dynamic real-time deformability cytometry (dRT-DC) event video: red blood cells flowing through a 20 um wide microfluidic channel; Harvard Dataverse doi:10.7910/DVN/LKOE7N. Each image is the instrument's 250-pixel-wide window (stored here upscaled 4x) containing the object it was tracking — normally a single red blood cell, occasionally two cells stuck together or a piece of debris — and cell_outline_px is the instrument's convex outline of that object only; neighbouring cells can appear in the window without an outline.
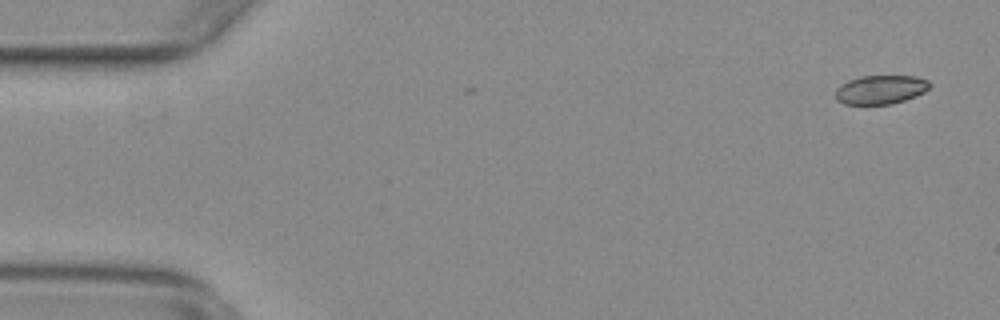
{"species": "common noctule bat (a hibernating species)", "species_latin": "Nyctalus noctula", "temperature_condition": "warm", "stored_images_in_passage": 56, "camera_frame_rate_fps": 3000, "um_per_image_px": 0.085, "animal": {"sex": "female", "body_mass_g": 29.2, "forearm_length_mm": 56.3}, "frame": {"image": 1, "passage_image": 3, "time_ms": 0.667, "image_size_px": [1000, 320], "cell_outline_px": [[932, 84], [924, 92], [916, 96], [892, 104], [844, 104], [836, 100], [836, 88], [840, 84], [848, 80], [860, 76], [916, 76], [928, 80]], "centroid_in_image_um": [74.84, 7.61], "position_along_channel_um": 10.2, "area_um2": 15.95}}
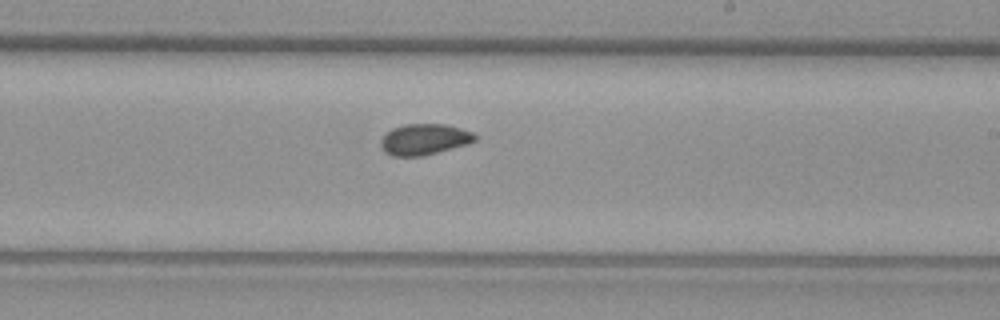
{"frame": {"image": 2, "passage_image": 33, "time_ms": 10.667, "image_size_px": [1000, 320], "cell_outline_px": [[480, 136], [476, 140], [468, 144], [424, 156], [392, 156], [384, 152], [380, 144], [380, 140], [392, 128], [404, 124], [448, 124], [472, 132]], "centroid_in_image_um": [36.09, 11.85], "position_along_channel_um": 252.9, "area_um2": 17.22}}
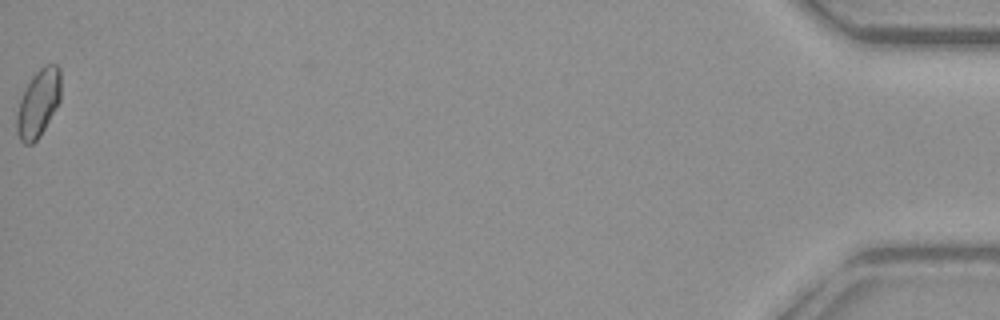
{"frame": {"image": 3, "passage_image": 56, "time_ms": 18.333, "image_size_px": [1000, 320], "cell_outline_px": [[60, 100], [40, 136], [32, 144], [24, 144], [20, 140], [16, 132], [16, 116], [20, 100], [32, 76], [44, 64], [56, 64], [60, 68]], "centroid_in_image_um": [3.25, 8.78], "position_along_channel_um": 431.9, "area_um2": 17.22}, "authors_computed_cell_mechanics": {"area_um2": 17.051, "velocity_mm_per_s": 3.7565, "shape_relaxation_time_tau1_ms": null, "shape_relaxation_time_tau2_ms": 1.4225, "deformation_change_tau1": null, "deformation_change_tau2": 0.0431}}